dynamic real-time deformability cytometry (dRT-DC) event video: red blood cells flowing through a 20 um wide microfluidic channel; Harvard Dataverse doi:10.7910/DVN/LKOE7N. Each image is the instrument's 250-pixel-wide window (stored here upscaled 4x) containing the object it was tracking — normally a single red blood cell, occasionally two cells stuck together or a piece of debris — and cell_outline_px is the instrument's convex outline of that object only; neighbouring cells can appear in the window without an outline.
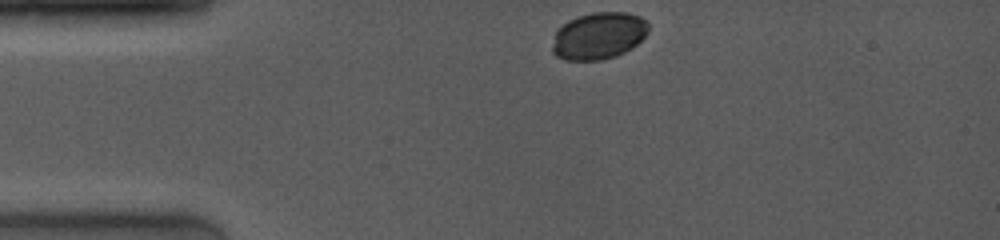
{"species": "common noctule bat (a hibernating species)", "species_latin": "Nyctalus noctula", "temperature_condition": "room temperature", "stored_images_in_passage": 39, "camera_frame_rate_fps": 4000, "um_per_image_px": 0.085, "animal": {"sex": "female", "body_mass_g": 19.0, "forearm_length_mm": 53.3}, "frame": {"image": 1, "passage_image": 1, "time_ms": 0.0, "image_size_px": [1000, 240], "cell_outline_px": [[648, 32], [632, 48], [616, 56], [600, 60], [564, 60], [556, 56], [552, 52], [552, 44], [556, 28], [568, 20], [592, 12], [628, 12], [640, 16], [648, 20]], "centroid_in_image_um": [50.87, 3.03], "position_along_channel_um": 34.1, "area_um2": 26.59}}
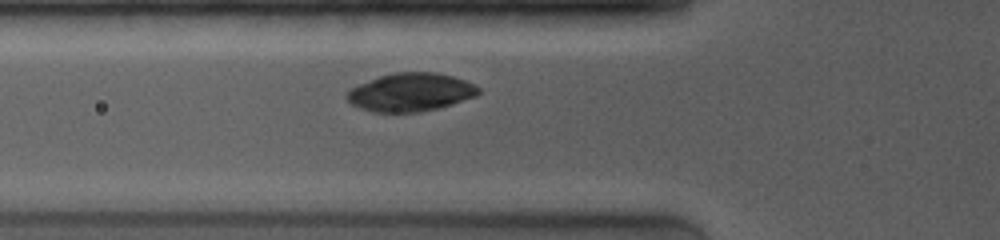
{"frame": {"image": 2, "passage_image": 9, "time_ms": 2.5, "image_size_px": [1000, 240], "cell_outline_px": [[480, 92], [476, 96], [440, 108], [420, 112], [372, 112], [360, 108], [352, 104], [344, 96], [352, 88], [360, 84], [380, 76], [392, 72], [436, 72], [452, 76], [464, 80], [480, 88]], "centroid_in_image_um": [34.91, 7.84], "position_along_channel_um": 90.9, "area_um2": 29.25}}
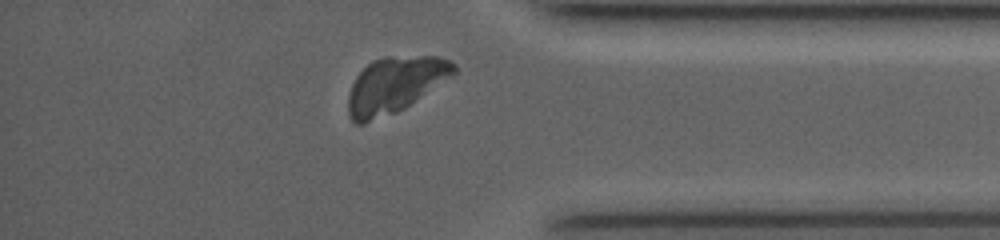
{"frame": {"image": 3, "passage_image": 33, "time_ms": 10.5, "image_size_px": [1000, 240], "cell_outline_px": [[456, 72], [452, 76], [404, 108], [396, 112], [364, 124], [356, 124], [348, 116], [348, 92], [356, 76], [372, 60], [384, 56], [436, 56], [448, 60], [456, 64]], "centroid_in_image_um": [33.54, 7.21], "position_along_channel_um": 401.7, "area_um2": 34.39}}